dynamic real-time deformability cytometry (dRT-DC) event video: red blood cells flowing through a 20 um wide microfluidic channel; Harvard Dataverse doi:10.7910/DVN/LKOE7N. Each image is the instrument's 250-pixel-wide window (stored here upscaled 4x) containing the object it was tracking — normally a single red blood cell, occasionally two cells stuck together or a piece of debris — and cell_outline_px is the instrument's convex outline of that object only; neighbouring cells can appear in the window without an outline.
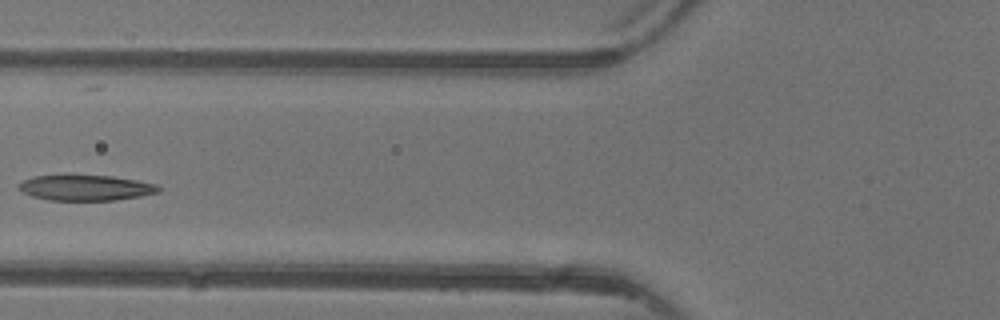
{"species": "common noctule bat (a hibernating species)", "species_latin": "Nyctalus noctula", "temperature_condition": "warm", "stored_images_in_passage": 4, "camera_frame_rate_fps": 3000, "um_per_image_px": 0.085, "animal": {"sex": "female"}, "frame": {"image": 1, "passage_image": 4, "time_ms": 3.667, "image_size_px": [1000, 320], "cell_outline_px": [[160, 192], [140, 196], [116, 200], [48, 200], [32, 196], [24, 192], [20, 188], [20, 184], [24, 180], [36, 176], [112, 176], [136, 180], [156, 184], [160, 188]], "centroid_in_image_um": [7.34, 15.97], "position_along_channel_um": 118.5, "area_um2": 20.35}}